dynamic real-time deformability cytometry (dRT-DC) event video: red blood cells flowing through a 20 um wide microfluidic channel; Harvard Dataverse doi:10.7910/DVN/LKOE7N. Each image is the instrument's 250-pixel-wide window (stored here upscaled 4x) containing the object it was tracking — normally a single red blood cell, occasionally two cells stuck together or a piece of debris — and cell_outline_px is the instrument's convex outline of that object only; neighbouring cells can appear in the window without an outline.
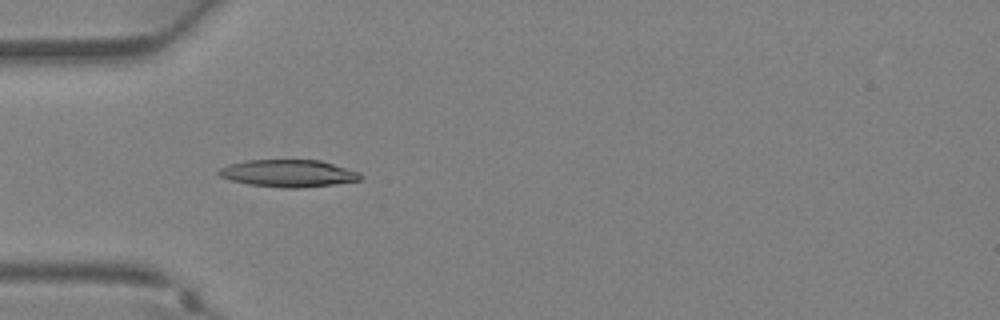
{"species": "Egyptian fruit bat (a non-hibernating species)", "species_latin": "Rousettus aegyptiacus", "temperature_condition": "warm", "stored_images_in_passage": 34, "camera_frame_rate_fps": 3000, "um_per_image_px": 0.085, "animal": {"sex": "female"}, "frame": {"image": 1, "passage_image": 9, "time_ms": 2.667, "image_size_px": [1000, 320], "cell_outline_px": [[364, 176], [360, 180], [336, 184], [300, 188], [284, 188], [248, 184], [232, 180], [220, 176], [216, 172], [220, 168], [228, 164], [244, 160], [320, 160], [360, 172]], "centroid_in_image_um": [24.52, 14.73], "position_along_channel_um": 60.5, "area_um2": 22.6}}
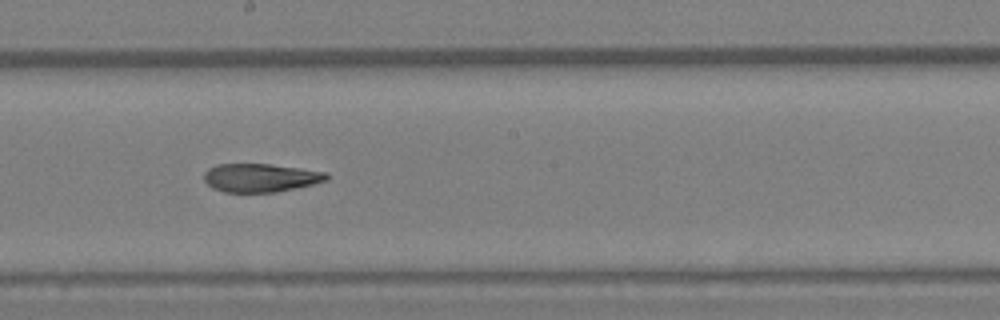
{"frame": {"image": 2, "passage_image": 18, "time_ms": 5.667, "image_size_px": [1000, 320], "cell_outline_px": [[328, 180], [312, 184], [276, 192], [224, 192], [212, 188], [204, 180], [204, 172], [208, 168], [216, 164], [268, 164], [300, 168], [328, 172]], "centroid_in_image_um": [22.12, 15.1], "position_along_channel_um": 226.1, "area_um2": 20.29}}
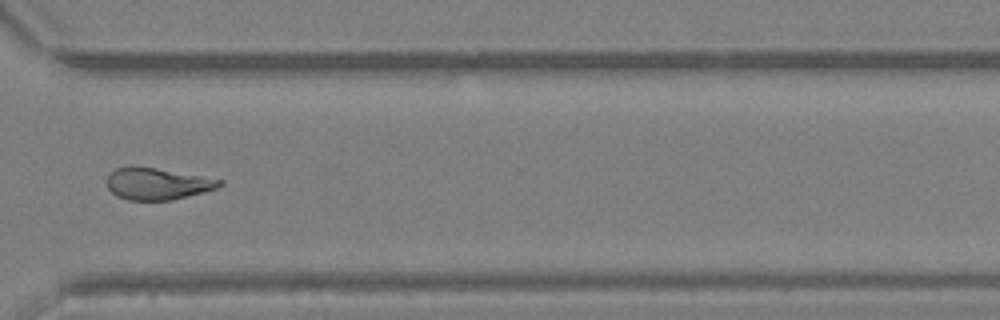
{"frame": {"image": 3, "passage_image": 25, "time_ms": 8.0, "image_size_px": [1000, 320], "cell_outline_px": [[224, 184], [216, 188], [204, 192], [172, 200], [128, 200], [116, 196], [108, 188], [108, 176], [116, 168], [156, 168], [224, 180]], "centroid_in_image_um": [13.42, 15.65], "position_along_channel_um": 357.2, "area_um2": 20.4}}